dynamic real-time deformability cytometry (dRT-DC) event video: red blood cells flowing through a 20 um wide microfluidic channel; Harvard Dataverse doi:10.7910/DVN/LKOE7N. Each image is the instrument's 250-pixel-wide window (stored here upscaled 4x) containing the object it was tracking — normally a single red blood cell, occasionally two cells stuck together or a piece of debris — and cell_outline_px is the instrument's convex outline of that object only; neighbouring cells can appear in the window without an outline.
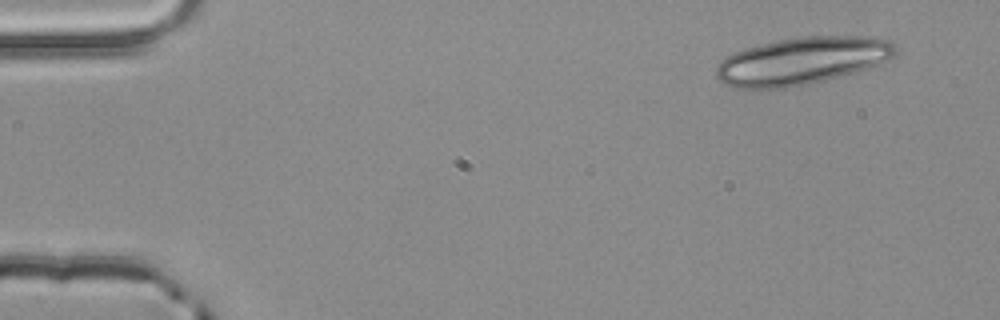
{"species": "common noctule bat (a hibernating species)", "species_latin": "Nyctalus noctula", "temperature_condition": "room temperature", "stored_images_in_passage": 3, "camera_frame_rate_fps": 3000, "um_per_image_px": 0.085, "animal": {"sex": "male", "body_mass_g": 20.4}, "frame": {"image": 1, "passage_image": 1, "time_ms": 0.0, "image_size_px": [1000, 320], "cell_outline_px": [[896, 52], [892, 56], [876, 64], [852, 72], [824, 80], [808, 84], [784, 88], [736, 88], [724, 84], [716, 76], [716, 64], [732, 52], [744, 48], [776, 40], [796, 36], [868, 36], [892, 40], [896, 44]], "centroid_in_image_um": [68.11, 5.15], "position_along_channel_um": 16.9, "area_um2": 49.42}}